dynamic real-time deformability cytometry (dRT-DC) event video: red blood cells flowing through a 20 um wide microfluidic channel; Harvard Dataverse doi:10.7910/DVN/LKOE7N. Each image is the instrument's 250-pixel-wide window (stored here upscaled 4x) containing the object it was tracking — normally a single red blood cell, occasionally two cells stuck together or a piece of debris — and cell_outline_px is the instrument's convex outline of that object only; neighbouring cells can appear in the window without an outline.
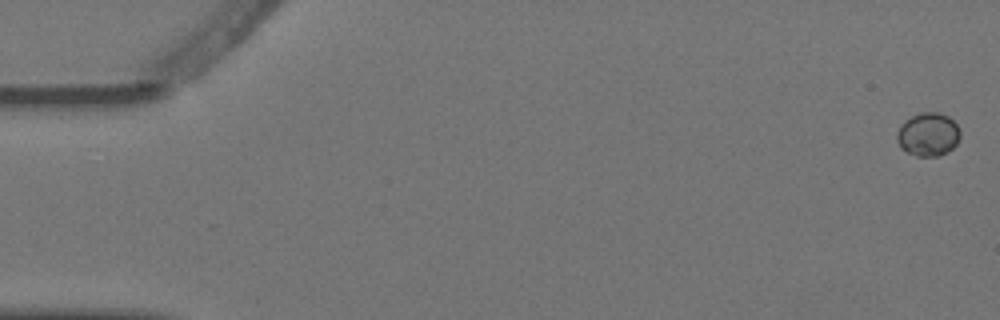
{"species": "Egyptian fruit bat (a non-hibernating species)", "species_latin": "Rousettus aegyptiacus", "temperature_condition": "warm", "stored_images_in_passage": 6, "camera_frame_rate_fps": 3000, "um_per_image_px": 0.085, "animal": {"sex": "female"}, "frame": {"image": 1, "passage_image": 1, "time_ms": 0.0, "image_size_px": [1000, 320], "cell_outline_px": [[960, 136], [956, 144], [948, 152], [940, 156], [916, 156], [900, 148], [896, 140], [896, 132], [900, 124], [904, 120], [920, 112], [940, 112], [948, 116], [960, 128]], "centroid_in_image_um": [78.87, 11.42], "position_along_channel_um": 6.1, "area_um2": 16.3}}
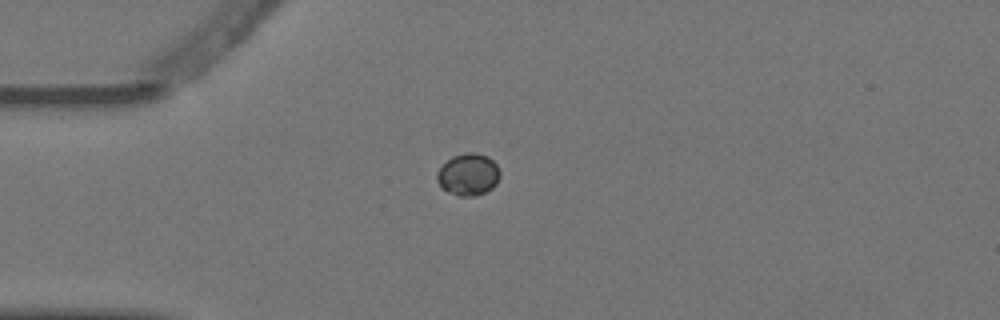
{"frame": {"image": 2, "passage_image": 5, "time_ms": 1.333, "image_size_px": [1000, 320], "cell_outline_px": [[500, 176], [496, 184], [492, 188], [476, 196], [460, 196], [448, 192], [436, 180], [436, 172], [452, 156], [464, 152], [476, 152], [488, 156], [496, 164], [500, 172]], "centroid_in_image_um": [39.81, 14.82], "position_along_channel_um": 45.2, "area_um2": 15.43}}
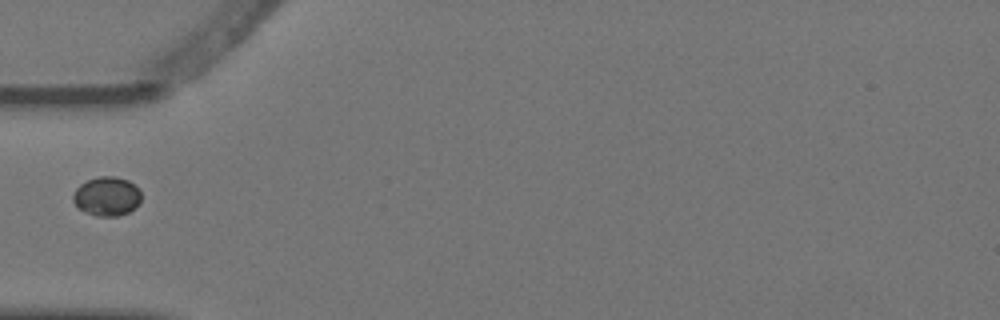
{"frame": {"image": 3, "passage_image": 6, "time_ms": 1.667, "image_size_px": [1000, 320], "cell_outline_px": [[140, 204], [136, 208], [128, 212], [116, 216], [96, 216], [80, 208], [72, 200], [72, 196], [76, 188], [80, 184], [88, 180], [100, 176], [116, 176], [128, 180], [140, 188]], "centroid_in_image_um": [9.11, 16.67], "position_along_channel_um": 75.9, "area_um2": 15.55}}